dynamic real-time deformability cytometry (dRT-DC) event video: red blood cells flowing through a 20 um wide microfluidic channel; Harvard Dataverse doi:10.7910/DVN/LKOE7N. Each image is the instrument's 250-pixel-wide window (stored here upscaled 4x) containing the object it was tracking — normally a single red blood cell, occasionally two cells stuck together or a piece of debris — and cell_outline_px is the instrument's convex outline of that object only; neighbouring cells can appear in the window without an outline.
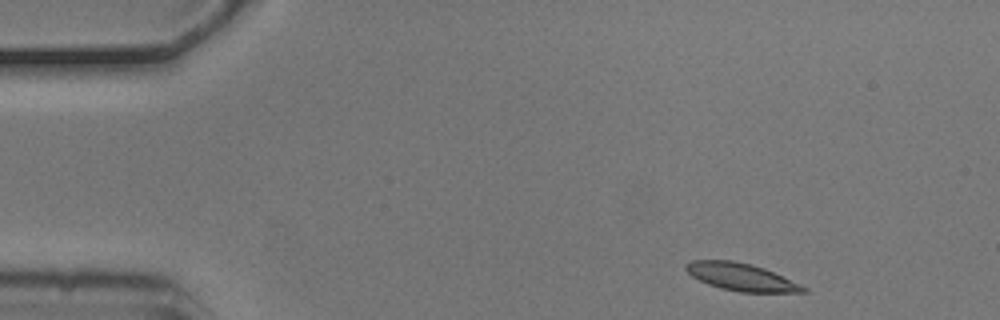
{"species": "common noctule bat (a hibernating species)", "species_latin": "Nyctalus noctula", "temperature_condition": "cold", "stored_images_in_passage": 5, "camera_frame_rate_fps": 3000, "um_per_image_px": 0.085, "animal": {"sex": "male", "body_mass_g": 20.5, "forearm_length_mm": 52.5}, "frame": {"image": 1, "passage_image": 1, "time_ms": 0.0, "image_size_px": [1000, 320], "cell_outline_px": [[808, 292], [740, 292], [720, 288], [708, 284], [692, 276], [684, 268], [684, 264], [692, 260], [732, 260], [752, 264], [764, 268], [800, 284], [808, 288]], "centroid_in_image_um": [62.98, 23.53], "position_along_channel_um": 22.0, "area_um2": 18.73}}
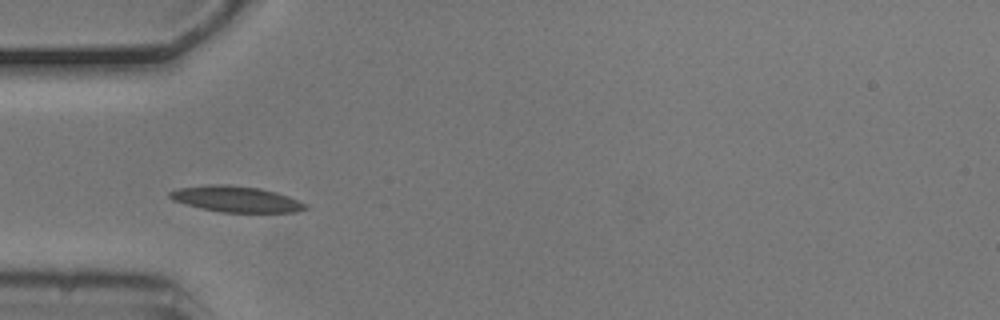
{"frame": {"image": 2, "passage_image": 4, "time_ms": 1.0, "image_size_px": [1000, 320], "cell_outline_px": [[308, 208], [296, 212], [220, 212], [172, 200], [168, 196], [168, 192], [176, 188], [208, 184], [228, 184], [260, 188], [276, 192], [288, 196], [308, 204]], "centroid_in_image_um": [20.07, 16.91], "position_along_channel_um": 64.9, "area_um2": 20.52}}
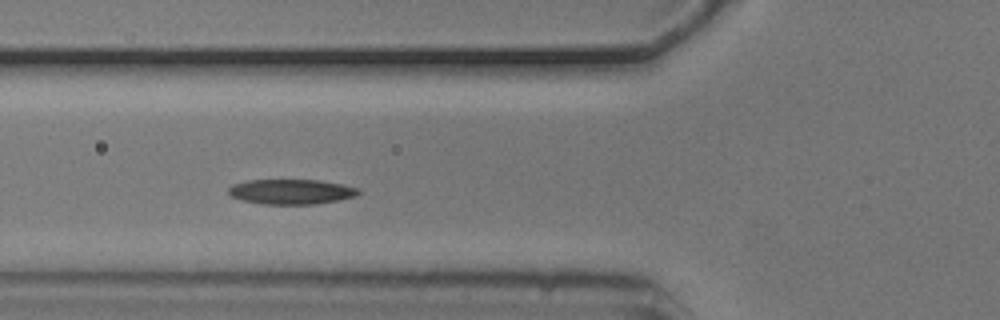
{"frame": {"image": 3, "passage_image": 5, "time_ms": 1.333, "image_size_px": [1000, 320], "cell_outline_px": [[360, 192], [356, 196], [340, 200], [316, 204], [264, 204], [240, 200], [232, 196], [228, 192], [228, 188], [232, 184], [248, 180], [320, 180], [344, 184], [360, 188]], "centroid_in_image_um": [24.78, 16.29], "position_along_channel_um": 101.0, "area_um2": 19.13}}